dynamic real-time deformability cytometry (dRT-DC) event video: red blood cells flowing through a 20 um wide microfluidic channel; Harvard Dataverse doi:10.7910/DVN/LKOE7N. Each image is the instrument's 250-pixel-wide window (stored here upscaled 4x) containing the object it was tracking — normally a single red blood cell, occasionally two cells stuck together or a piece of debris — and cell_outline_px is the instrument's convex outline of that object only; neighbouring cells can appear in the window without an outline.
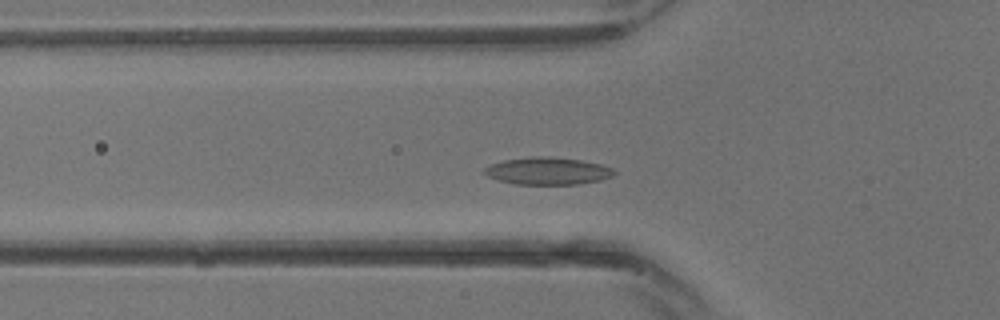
{"species": "common noctule bat (a hibernating species)", "species_latin": "Nyctalus noctula", "temperature_condition": "warm", "stored_images_in_passage": 17, "camera_frame_rate_fps": 3000, "um_per_image_px": 0.085, "animal": {"sex": "male", "body_mass_g": 13.3}, "frame": {"image": 1, "passage_image": 7, "time_ms": 2.0, "image_size_px": [1000, 320], "cell_outline_px": [[616, 172], [612, 176], [600, 180], [576, 184], [512, 184], [488, 176], [484, 172], [484, 168], [492, 164], [504, 160], [536, 156], [548, 156], [580, 160], [600, 164], [612, 168]], "centroid_in_image_um": [46.56, 14.53], "position_along_channel_um": 79.2, "area_um2": 20.4}}
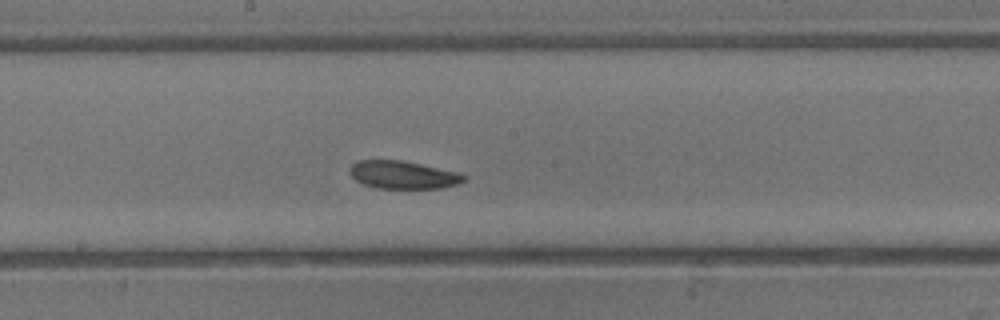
{"frame": {"image": 2, "passage_image": 13, "time_ms": 4.0, "image_size_px": [1000, 320], "cell_outline_px": [[468, 176], [460, 184], [444, 188], [376, 188], [364, 184], [356, 180], [352, 176], [352, 164], [360, 160], [400, 160], [420, 164], [456, 172]], "centroid_in_image_um": [34.3, 14.87], "position_along_channel_um": 213.9, "area_um2": 18.26}}
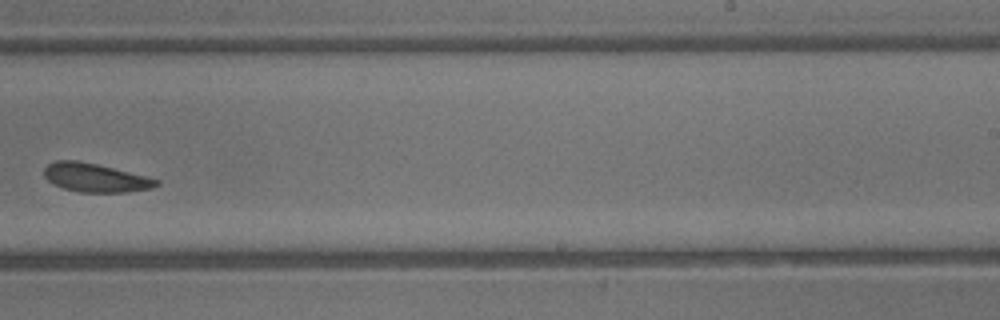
{"frame": {"image": 3, "passage_image": 16, "time_ms": 5.0, "image_size_px": [1000, 320], "cell_outline_px": [[160, 184], [152, 188], [128, 192], [80, 192], [64, 188], [52, 184], [44, 176], [44, 168], [48, 164], [56, 160], [76, 160], [96, 164], [160, 180]], "centroid_in_image_um": [8.08, 15.11], "position_along_channel_um": 280.9, "area_um2": 18.55}}